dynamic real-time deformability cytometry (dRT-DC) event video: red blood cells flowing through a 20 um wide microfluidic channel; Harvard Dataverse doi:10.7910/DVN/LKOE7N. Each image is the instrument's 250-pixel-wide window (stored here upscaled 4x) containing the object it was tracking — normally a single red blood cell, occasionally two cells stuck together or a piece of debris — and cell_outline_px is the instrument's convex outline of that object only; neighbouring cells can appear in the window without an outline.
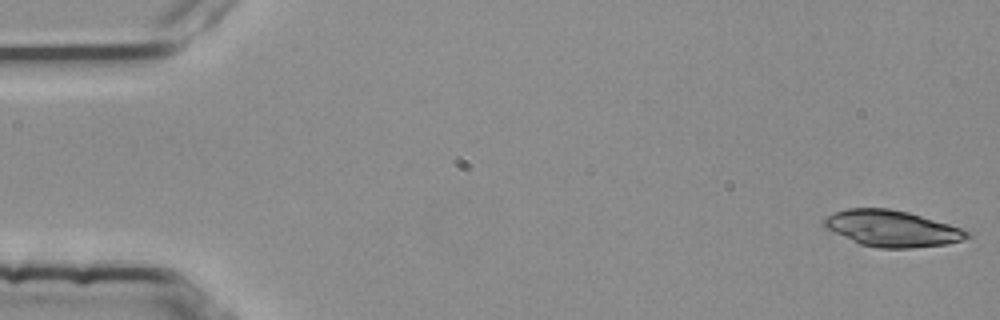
{"species": "common noctule bat (a hibernating species)", "species_latin": "Nyctalus noctula", "temperature_condition": "room temperature", "stored_images_in_passage": 53, "camera_frame_rate_fps": 3000, "um_per_image_px": 0.085, "animal": {"sex": "female", "body_mass_g": 25.1}, "frame": {"image": 1, "passage_image": 1, "time_ms": 0.0, "image_size_px": [1000, 320], "cell_outline_px": [[972, 236], [964, 240], [948, 244], [912, 248], [880, 248], [860, 244], [824, 228], [820, 224], [828, 216], [836, 212], [848, 208], [888, 208], [908, 212], [948, 224], [960, 228], [968, 232]], "centroid_in_image_um": [75.81, 19.43], "position_along_channel_um": 9.2, "area_um2": 30.11}}
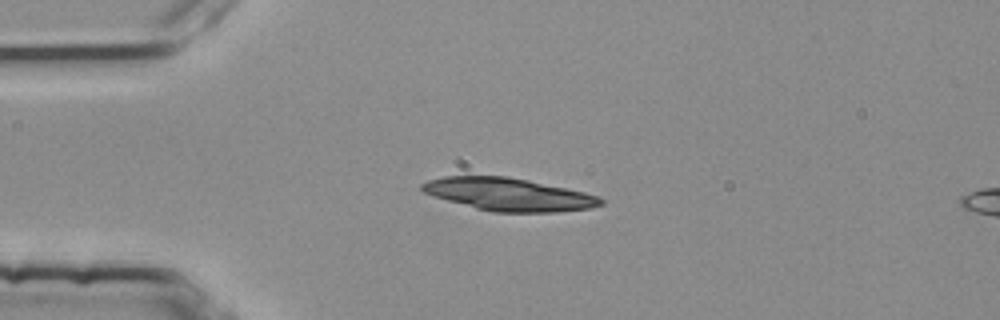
{"frame": {"image": 2, "passage_image": 13, "time_ms": 4.0, "image_size_px": [1000, 320], "cell_outline_px": [[604, 204], [592, 208], [560, 212], [492, 212], [476, 208], [432, 196], [424, 192], [420, 188], [420, 184], [428, 180], [444, 176], [504, 176], [528, 180], [584, 192], [600, 196], [604, 200]], "centroid_in_image_um": [43.26, 16.53], "position_along_channel_um": 41.7, "area_um2": 34.1}}